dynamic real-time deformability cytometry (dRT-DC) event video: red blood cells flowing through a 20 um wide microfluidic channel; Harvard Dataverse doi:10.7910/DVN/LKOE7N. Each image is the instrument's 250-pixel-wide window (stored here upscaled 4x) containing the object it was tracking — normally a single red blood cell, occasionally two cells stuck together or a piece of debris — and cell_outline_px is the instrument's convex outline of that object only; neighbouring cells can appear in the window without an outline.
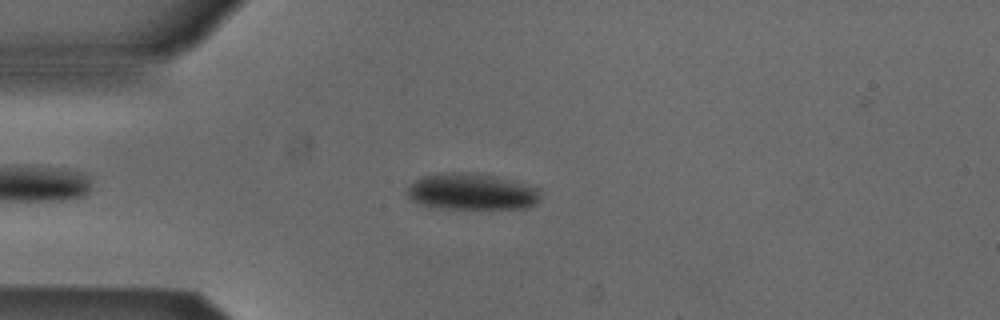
{"species": "Egyptian fruit bat (a non-hibernating species)", "species_latin": "Rousettus aegyptiacus", "temperature_condition": "cold", "stored_images_in_passage": 48, "camera_frame_rate_fps": 3000, "um_per_image_px": 0.085, "animal": {"sex": "male"}, "frame": {"image": 1, "passage_image": 9, "time_ms": 2.667, "image_size_px": [1000, 320], "cell_outline_px": [[540, 200], [536, 204], [528, 208], [440, 208], [420, 204], [408, 200], [404, 196], [404, 192], [408, 184], [420, 176], [452, 172], [472, 172], [512, 180], [540, 188]], "centroid_in_image_um": [40.03, 16.29], "position_along_channel_um": 45.0, "area_um2": 28.78}}
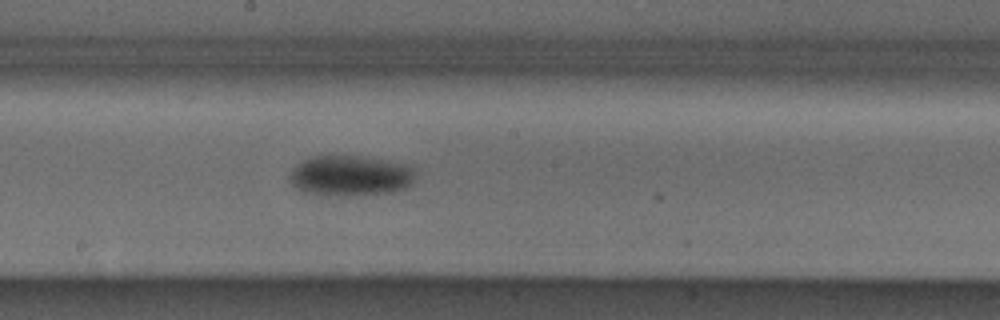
{"frame": {"image": 2, "passage_image": 24, "time_ms": 7.667, "image_size_px": [1000, 320], "cell_outline_px": [[416, 172], [412, 184], [408, 188], [392, 192], [364, 196], [320, 196], [304, 192], [296, 188], [288, 180], [288, 176], [292, 168], [296, 164], [312, 156], [360, 156], [404, 164], [412, 168]], "centroid_in_image_um": [29.75, 14.97], "position_along_channel_um": 218.5, "area_um2": 30.35}}
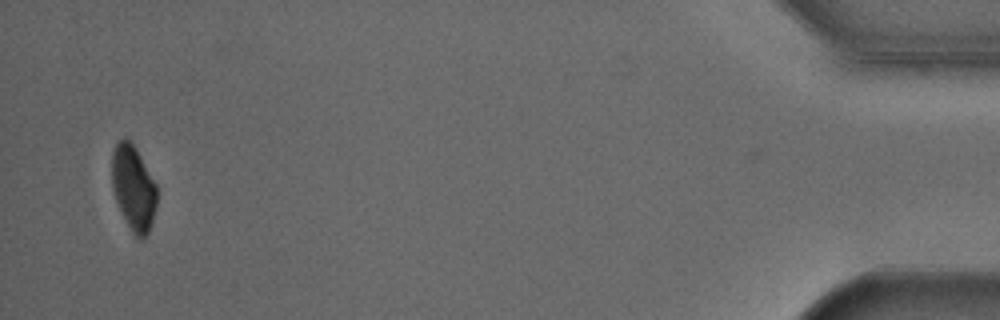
{"frame": {"image": 3, "passage_image": 47, "time_ms": 15.333, "image_size_px": [1000, 320], "cell_outline_px": [[156, 208], [148, 232], [144, 236], [136, 236], [132, 232], [116, 200], [112, 188], [112, 152], [116, 144], [124, 136], [128, 136], [136, 148], [156, 184]], "centroid_in_image_um": [11.33, 15.89], "position_along_channel_um": 423.9, "area_um2": 21.96}, "authors_computed_cell_mechanics": {"area_um2": 27.7151, "velocity_mm_per_s": 3.8408, "shape_relaxation_time_tau1_ms": 2.9088, "shape_relaxation_time_tau2_ms": null, "deformation_change_tau1": 0.0709, "deformation_change_tau2": null}}